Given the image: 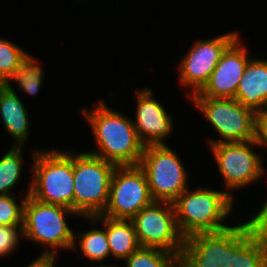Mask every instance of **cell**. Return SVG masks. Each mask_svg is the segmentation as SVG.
Masks as SVG:
<instances>
[{"mask_svg": "<svg viewBox=\"0 0 267 267\" xmlns=\"http://www.w3.org/2000/svg\"><path fill=\"white\" fill-rule=\"evenodd\" d=\"M92 110L82 109L91 126L97 151L89 152L116 166L139 165L145 145L141 142L133 119L106 107L101 100Z\"/></svg>", "mask_w": 267, "mask_h": 267, "instance_id": "1", "label": "cell"}, {"mask_svg": "<svg viewBox=\"0 0 267 267\" xmlns=\"http://www.w3.org/2000/svg\"><path fill=\"white\" fill-rule=\"evenodd\" d=\"M189 189L172 203L179 230L185 238L230 227L223 223L234 205L230 191H214L203 187L193 191Z\"/></svg>", "mask_w": 267, "mask_h": 267, "instance_id": "2", "label": "cell"}, {"mask_svg": "<svg viewBox=\"0 0 267 267\" xmlns=\"http://www.w3.org/2000/svg\"><path fill=\"white\" fill-rule=\"evenodd\" d=\"M33 179L27 192L34 199L74 210L73 153L33 150Z\"/></svg>", "mask_w": 267, "mask_h": 267, "instance_id": "3", "label": "cell"}, {"mask_svg": "<svg viewBox=\"0 0 267 267\" xmlns=\"http://www.w3.org/2000/svg\"><path fill=\"white\" fill-rule=\"evenodd\" d=\"M116 167L89 152L73 154L74 211L79 217H94L104 212Z\"/></svg>", "mask_w": 267, "mask_h": 267, "instance_id": "4", "label": "cell"}, {"mask_svg": "<svg viewBox=\"0 0 267 267\" xmlns=\"http://www.w3.org/2000/svg\"><path fill=\"white\" fill-rule=\"evenodd\" d=\"M69 215L78 214L67 207L44 203L28 195L23 209L22 238L52 248L51 251L44 250L41 255L54 256L60 248L72 250L75 234L66 222Z\"/></svg>", "mask_w": 267, "mask_h": 267, "instance_id": "5", "label": "cell"}, {"mask_svg": "<svg viewBox=\"0 0 267 267\" xmlns=\"http://www.w3.org/2000/svg\"><path fill=\"white\" fill-rule=\"evenodd\" d=\"M139 166L146 174L154 201L173 203L189 188L181 159L166 144L145 146Z\"/></svg>", "mask_w": 267, "mask_h": 267, "instance_id": "6", "label": "cell"}, {"mask_svg": "<svg viewBox=\"0 0 267 267\" xmlns=\"http://www.w3.org/2000/svg\"><path fill=\"white\" fill-rule=\"evenodd\" d=\"M204 114L222 140L219 142H245L255 139V112L233 98L189 97Z\"/></svg>", "mask_w": 267, "mask_h": 267, "instance_id": "7", "label": "cell"}, {"mask_svg": "<svg viewBox=\"0 0 267 267\" xmlns=\"http://www.w3.org/2000/svg\"><path fill=\"white\" fill-rule=\"evenodd\" d=\"M141 247L158 248L171 253L183 250L181 234L173 204L153 201L131 219Z\"/></svg>", "mask_w": 267, "mask_h": 267, "instance_id": "8", "label": "cell"}, {"mask_svg": "<svg viewBox=\"0 0 267 267\" xmlns=\"http://www.w3.org/2000/svg\"><path fill=\"white\" fill-rule=\"evenodd\" d=\"M153 201L146 174L139 165L117 166L111 178L108 203L101 215L131 220Z\"/></svg>", "mask_w": 267, "mask_h": 267, "instance_id": "9", "label": "cell"}, {"mask_svg": "<svg viewBox=\"0 0 267 267\" xmlns=\"http://www.w3.org/2000/svg\"><path fill=\"white\" fill-rule=\"evenodd\" d=\"M210 146L227 190L246 187L265 174L263 159L250 148L258 146L255 139Z\"/></svg>", "mask_w": 267, "mask_h": 267, "instance_id": "10", "label": "cell"}, {"mask_svg": "<svg viewBox=\"0 0 267 267\" xmlns=\"http://www.w3.org/2000/svg\"><path fill=\"white\" fill-rule=\"evenodd\" d=\"M239 38L236 32H228L207 40H196L179 64V81L198 93L208 82L210 75L226 50Z\"/></svg>", "mask_w": 267, "mask_h": 267, "instance_id": "11", "label": "cell"}, {"mask_svg": "<svg viewBox=\"0 0 267 267\" xmlns=\"http://www.w3.org/2000/svg\"><path fill=\"white\" fill-rule=\"evenodd\" d=\"M247 48L238 38L223 54L208 82L190 97L233 98L249 62Z\"/></svg>", "mask_w": 267, "mask_h": 267, "instance_id": "12", "label": "cell"}, {"mask_svg": "<svg viewBox=\"0 0 267 267\" xmlns=\"http://www.w3.org/2000/svg\"><path fill=\"white\" fill-rule=\"evenodd\" d=\"M135 93L137 108L133 122L141 142L145 146L166 144L164 139L173 128L172 116L153 98L150 88L137 89Z\"/></svg>", "mask_w": 267, "mask_h": 267, "instance_id": "13", "label": "cell"}, {"mask_svg": "<svg viewBox=\"0 0 267 267\" xmlns=\"http://www.w3.org/2000/svg\"><path fill=\"white\" fill-rule=\"evenodd\" d=\"M183 250L197 267H226L233 260V226L218 232L199 233L185 239Z\"/></svg>", "mask_w": 267, "mask_h": 267, "instance_id": "14", "label": "cell"}, {"mask_svg": "<svg viewBox=\"0 0 267 267\" xmlns=\"http://www.w3.org/2000/svg\"><path fill=\"white\" fill-rule=\"evenodd\" d=\"M226 267H267V234L250 220L233 226V260Z\"/></svg>", "mask_w": 267, "mask_h": 267, "instance_id": "15", "label": "cell"}, {"mask_svg": "<svg viewBox=\"0 0 267 267\" xmlns=\"http://www.w3.org/2000/svg\"><path fill=\"white\" fill-rule=\"evenodd\" d=\"M254 112L267 109V60L250 59L234 97Z\"/></svg>", "mask_w": 267, "mask_h": 267, "instance_id": "16", "label": "cell"}, {"mask_svg": "<svg viewBox=\"0 0 267 267\" xmlns=\"http://www.w3.org/2000/svg\"><path fill=\"white\" fill-rule=\"evenodd\" d=\"M0 115L5 130L15 140L13 146H24L29 136V116L11 82L0 84Z\"/></svg>", "mask_w": 267, "mask_h": 267, "instance_id": "17", "label": "cell"}, {"mask_svg": "<svg viewBox=\"0 0 267 267\" xmlns=\"http://www.w3.org/2000/svg\"><path fill=\"white\" fill-rule=\"evenodd\" d=\"M93 224L103 222L112 257L125 260L141 246L131 220L112 219L102 215L86 217Z\"/></svg>", "mask_w": 267, "mask_h": 267, "instance_id": "18", "label": "cell"}, {"mask_svg": "<svg viewBox=\"0 0 267 267\" xmlns=\"http://www.w3.org/2000/svg\"><path fill=\"white\" fill-rule=\"evenodd\" d=\"M79 238L80 250L86 258L92 262H102L104 259L111 256L110 247L107 240L106 230L92 229L84 233L74 235V244L72 249H75L77 244L75 241Z\"/></svg>", "mask_w": 267, "mask_h": 267, "instance_id": "19", "label": "cell"}, {"mask_svg": "<svg viewBox=\"0 0 267 267\" xmlns=\"http://www.w3.org/2000/svg\"><path fill=\"white\" fill-rule=\"evenodd\" d=\"M36 63L38 64L37 59L28 54L5 82L15 80L19 90L29 95H36L42 86L44 74L43 69Z\"/></svg>", "mask_w": 267, "mask_h": 267, "instance_id": "20", "label": "cell"}, {"mask_svg": "<svg viewBox=\"0 0 267 267\" xmlns=\"http://www.w3.org/2000/svg\"><path fill=\"white\" fill-rule=\"evenodd\" d=\"M22 146H11L0 159V195L11 194L23 173Z\"/></svg>", "mask_w": 267, "mask_h": 267, "instance_id": "21", "label": "cell"}, {"mask_svg": "<svg viewBox=\"0 0 267 267\" xmlns=\"http://www.w3.org/2000/svg\"><path fill=\"white\" fill-rule=\"evenodd\" d=\"M28 55L21 47L7 39L0 38V84L19 67Z\"/></svg>", "mask_w": 267, "mask_h": 267, "instance_id": "22", "label": "cell"}, {"mask_svg": "<svg viewBox=\"0 0 267 267\" xmlns=\"http://www.w3.org/2000/svg\"><path fill=\"white\" fill-rule=\"evenodd\" d=\"M171 252L149 247H140L125 260L126 267H167Z\"/></svg>", "mask_w": 267, "mask_h": 267, "instance_id": "23", "label": "cell"}, {"mask_svg": "<svg viewBox=\"0 0 267 267\" xmlns=\"http://www.w3.org/2000/svg\"><path fill=\"white\" fill-rule=\"evenodd\" d=\"M20 204L12 194L0 195V225L23 226V209L26 196Z\"/></svg>", "mask_w": 267, "mask_h": 267, "instance_id": "24", "label": "cell"}, {"mask_svg": "<svg viewBox=\"0 0 267 267\" xmlns=\"http://www.w3.org/2000/svg\"><path fill=\"white\" fill-rule=\"evenodd\" d=\"M23 236L22 226L0 225V258L15 251Z\"/></svg>", "mask_w": 267, "mask_h": 267, "instance_id": "25", "label": "cell"}, {"mask_svg": "<svg viewBox=\"0 0 267 267\" xmlns=\"http://www.w3.org/2000/svg\"><path fill=\"white\" fill-rule=\"evenodd\" d=\"M255 141L258 147L267 146V109L255 112Z\"/></svg>", "mask_w": 267, "mask_h": 267, "instance_id": "26", "label": "cell"}, {"mask_svg": "<svg viewBox=\"0 0 267 267\" xmlns=\"http://www.w3.org/2000/svg\"><path fill=\"white\" fill-rule=\"evenodd\" d=\"M167 267H197L191 257L184 251L171 253Z\"/></svg>", "mask_w": 267, "mask_h": 267, "instance_id": "27", "label": "cell"}, {"mask_svg": "<svg viewBox=\"0 0 267 267\" xmlns=\"http://www.w3.org/2000/svg\"><path fill=\"white\" fill-rule=\"evenodd\" d=\"M250 221L260 232L267 234V201L258 212L251 215Z\"/></svg>", "mask_w": 267, "mask_h": 267, "instance_id": "28", "label": "cell"}, {"mask_svg": "<svg viewBox=\"0 0 267 267\" xmlns=\"http://www.w3.org/2000/svg\"><path fill=\"white\" fill-rule=\"evenodd\" d=\"M56 255H40L32 261L27 267H54Z\"/></svg>", "mask_w": 267, "mask_h": 267, "instance_id": "29", "label": "cell"}, {"mask_svg": "<svg viewBox=\"0 0 267 267\" xmlns=\"http://www.w3.org/2000/svg\"><path fill=\"white\" fill-rule=\"evenodd\" d=\"M98 267H117V266H115V265H108V266H107V265H102V266H101V265H100V266H98Z\"/></svg>", "mask_w": 267, "mask_h": 267, "instance_id": "30", "label": "cell"}]
</instances>
